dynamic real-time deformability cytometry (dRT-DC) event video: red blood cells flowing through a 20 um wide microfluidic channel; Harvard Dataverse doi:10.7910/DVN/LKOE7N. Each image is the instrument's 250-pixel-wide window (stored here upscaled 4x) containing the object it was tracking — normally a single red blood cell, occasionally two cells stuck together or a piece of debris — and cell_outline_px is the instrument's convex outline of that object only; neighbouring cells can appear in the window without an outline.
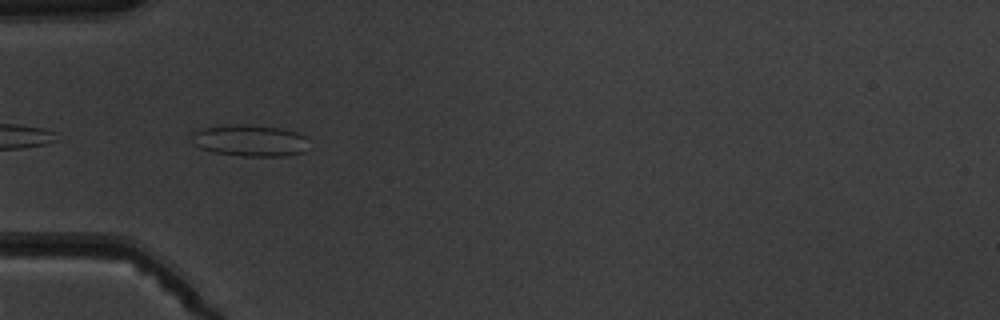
{"species": "common noctule bat (a hibernating species)", "species_latin": "Nyctalus noctula", "temperature_condition": "warm", "stored_images_in_passage": 6, "camera_frame_rate_fps": 3000, "um_per_image_px": 0.085, "animal": {"sex": "male", "body_mass_g": 19.5, "forearm_length_mm": 54.6}, "frame": {"image": 1, "passage_image": 5, "time_ms": 4.667, "image_size_px": [1000, 320], "cell_outline_px": [[308, 136], [304, 152], [284, 156], [240, 156], [216, 152], [200, 148], [192, 140], [192, 132], [204, 128], [236, 124], [248, 124], [280, 128], [296, 132]], "centroid_in_image_um": [21.27, 11.94], "position_along_channel_um": 63.7, "area_um2": 21.44}}
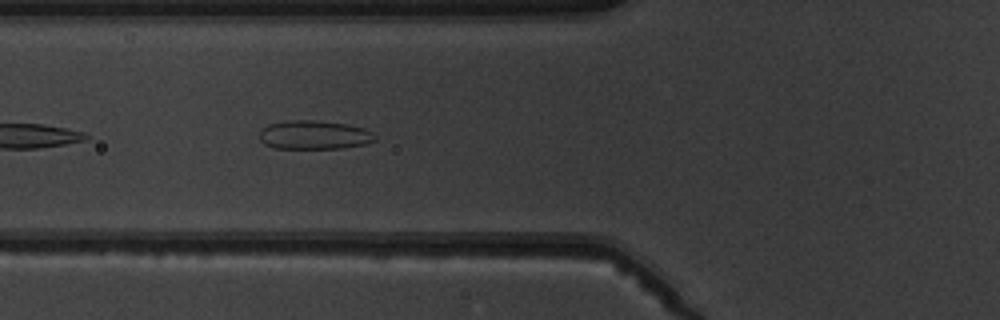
{"frame": {"image": 2, "passage_image": 6, "time_ms": 5.667, "image_size_px": [1000, 320], "cell_outline_px": [[376, 140], [364, 144], [344, 148], [272, 148], [264, 144], [260, 140], [260, 132], [268, 124], [288, 120], [312, 120], [344, 124], [364, 128], [372, 132], [376, 136]], "centroid_in_image_um": [26.69, 11.47], "position_along_channel_um": 99.1, "area_um2": 19.31}}